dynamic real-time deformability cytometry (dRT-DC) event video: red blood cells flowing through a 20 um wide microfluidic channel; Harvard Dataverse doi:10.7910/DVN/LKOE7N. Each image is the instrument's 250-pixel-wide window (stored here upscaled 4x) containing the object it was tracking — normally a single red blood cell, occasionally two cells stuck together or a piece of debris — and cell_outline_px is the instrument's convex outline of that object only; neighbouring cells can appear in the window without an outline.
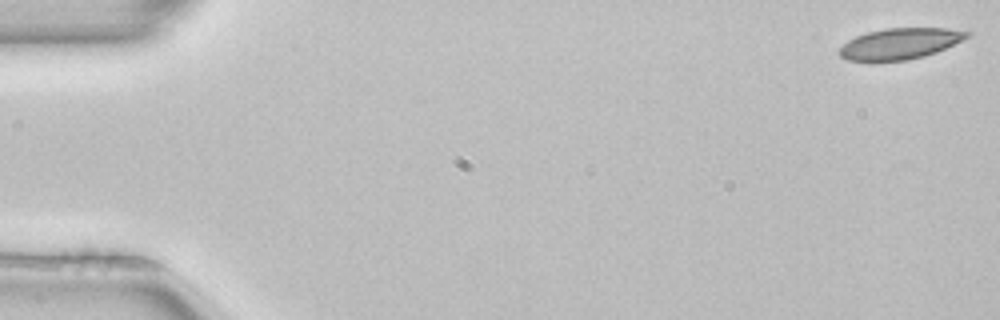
{"species": "common noctule bat (a hibernating species)", "species_latin": "Nyctalus noctula", "temperature_condition": "room temperature", "stored_images_in_passage": 52, "camera_frame_rate_fps": 3000, "um_per_image_px": 0.085, "animal": {"sex": "female", "body_mass_g": 22.7, "forearm_length_mm": 54.2}, "frame": {"image": 1, "passage_image": 1, "time_ms": 0.0, "image_size_px": [1000, 320], "cell_outline_px": [[972, 32], [968, 36], [936, 52], [924, 56], [908, 60], [848, 60], [840, 56], [840, 48], [848, 40], [856, 36], [868, 32], [884, 28], [948, 28]], "centroid_in_image_um": [76.5, 3.69], "position_along_channel_um": 8.5, "area_um2": 22.6}}
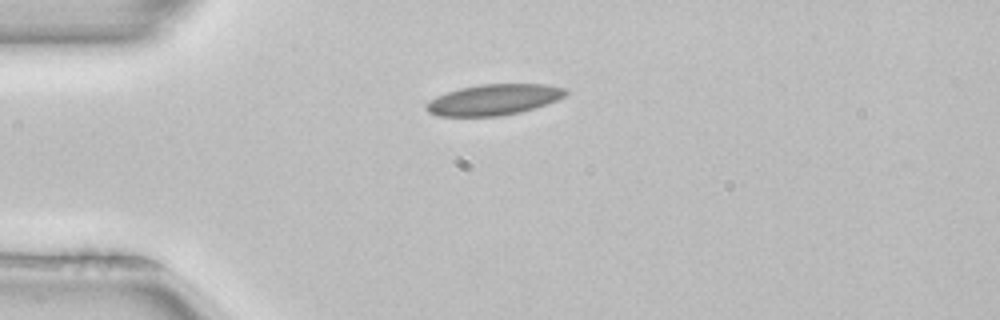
{"frame": {"image": 2, "passage_image": 13, "time_ms": 4.0, "image_size_px": [1000, 320], "cell_outline_px": [[568, 92], [564, 96], [556, 100], [536, 108], [520, 112], [500, 116], [436, 116], [428, 112], [424, 108], [436, 96], [460, 88], [480, 84], [548, 84], [568, 88]], "centroid_in_image_um": [42.01, 8.47], "position_along_channel_um": 43.0, "area_um2": 25.09}}
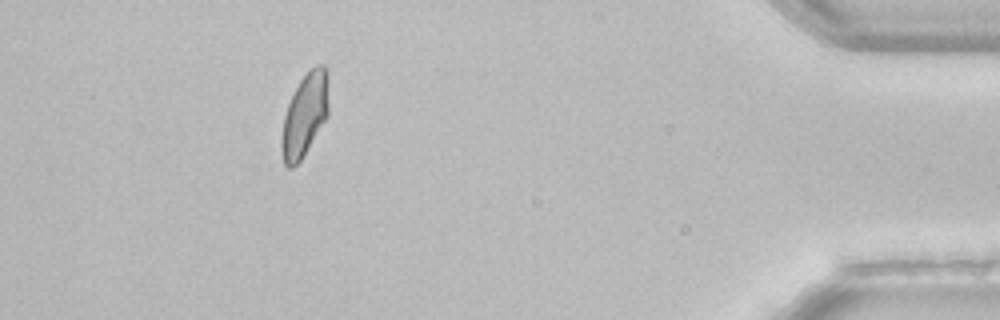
{"frame": {"image": 3, "passage_image": 47, "time_ms": 15.333, "image_size_px": [1000, 320], "cell_outline_px": [[328, 116], [300, 160], [292, 168], [288, 168], [284, 164], [280, 148], [280, 140], [284, 116], [288, 104], [300, 80], [316, 64], [324, 64], [328, 72]], "centroid_in_image_um": [25.9, 9.77], "position_along_channel_um": 409.3, "area_um2": 22.72}, "authors_computed_cell_mechanics": {"area_um2": 23.2645, "velocity_mm_per_s": 3.9454, "shape_relaxation_time_tau1_ms": 7.7841, "shape_relaxation_time_tau2_ms": 1.6452, "deformation_change_tau1": 0.1627, "deformation_change_tau2": 0.0558}}